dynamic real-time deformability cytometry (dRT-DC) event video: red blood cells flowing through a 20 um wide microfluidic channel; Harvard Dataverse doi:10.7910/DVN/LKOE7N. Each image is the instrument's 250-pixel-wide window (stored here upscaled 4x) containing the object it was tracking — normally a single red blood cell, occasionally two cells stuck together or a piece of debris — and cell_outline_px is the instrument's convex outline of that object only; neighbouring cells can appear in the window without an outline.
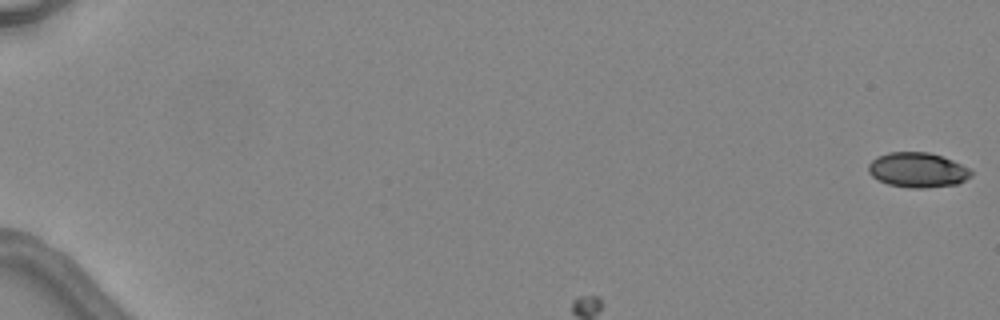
{"species": "common noctule bat (a hibernating species)", "species_latin": "Nyctalus noctula", "temperature_condition": "warm", "stored_images_in_passage": 3, "camera_frame_rate_fps": 3000, "um_per_image_px": 0.085, "animal": {"sex": "female", "body_mass_g": 24.6, "forearm_length_mm": 56.2}, "frame": {"image": 1, "passage_image": 1, "time_ms": 0.0, "image_size_px": [1000, 320], "cell_outline_px": [[972, 176], [956, 184], [924, 188], [908, 188], [888, 184], [872, 176], [868, 172], [868, 164], [876, 156], [888, 152], [928, 152], [952, 160], [968, 168], [972, 172]], "centroid_in_image_um": [77.96, 14.44], "position_along_channel_um": 7.0, "area_um2": 20.81}}